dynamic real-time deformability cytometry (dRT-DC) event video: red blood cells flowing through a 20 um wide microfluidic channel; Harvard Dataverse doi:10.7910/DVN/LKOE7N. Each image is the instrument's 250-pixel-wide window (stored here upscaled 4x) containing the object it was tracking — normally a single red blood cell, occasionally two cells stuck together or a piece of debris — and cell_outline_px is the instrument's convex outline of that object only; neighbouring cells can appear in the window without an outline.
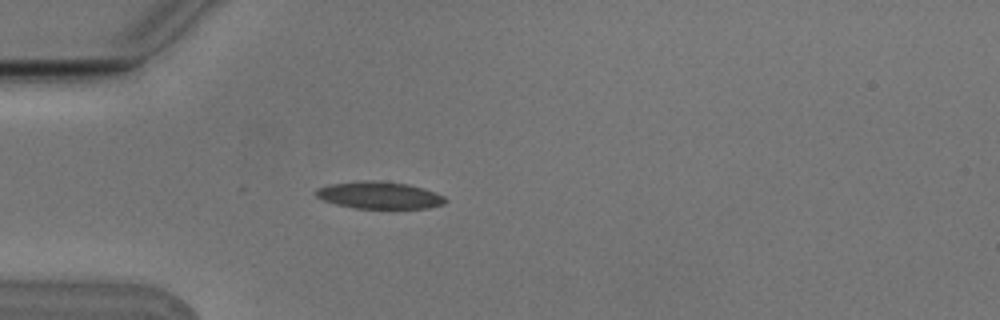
{"species": "Egyptian fruit bat (a non-hibernating species)", "species_latin": "Rousettus aegyptiacus", "temperature_condition": "cold", "stored_images_in_passage": 4, "camera_frame_rate_fps": 3000, "um_per_image_px": 0.085, "animal": {"sex": "male"}, "frame": {"image": 1, "passage_image": 4, "time_ms": 1.0, "image_size_px": [1000, 320], "cell_outline_px": [[448, 200], [444, 204], [428, 208], [352, 208], [336, 204], [324, 200], [316, 196], [312, 192], [316, 188], [328, 184], [360, 180], [380, 180], [408, 184], [444, 196]], "centroid_in_image_um": [32.17, 16.58], "position_along_channel_um": 52.8, "area_um2": 20.58}}